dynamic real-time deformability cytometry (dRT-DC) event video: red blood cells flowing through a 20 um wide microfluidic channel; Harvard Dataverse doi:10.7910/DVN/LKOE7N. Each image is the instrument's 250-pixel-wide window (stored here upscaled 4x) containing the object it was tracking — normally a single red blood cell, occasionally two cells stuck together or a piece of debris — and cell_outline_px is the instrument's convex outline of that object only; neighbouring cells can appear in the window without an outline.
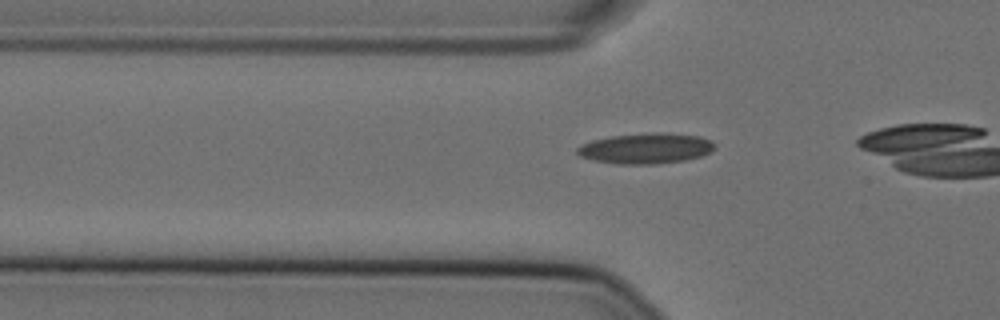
{"species": "Egyptian fruit bat (a non-hibernating species)", "species_latin": "Rousettus aegyptiacus", "temperature_condition": "cold", "stored_images_in_passage": 9, "camera_frame_rate_fps": 3000, "um_per_image_px": 0.085, "animal": {"sex": "female"}, "frame": {"image": 1, "passage_image": 3, "time_ms": 0.667, "image_size_px": [1000, 320], "cell_outline_px": [[716, 148], [712, 152], [700, 156], [684, 160], [656, 164], [616, 164], [592, 160], [580, 156], [576, 152], [576, 148], [580, 144], [592, 140], [612, 136], [652, 132], [664, 132], [700, 136], [712, 140], [716, 144]], "centroid_in_image_um": [54.91, 12.61], "position_along_channel_um": 70.9, "area_um2": 24.8}}
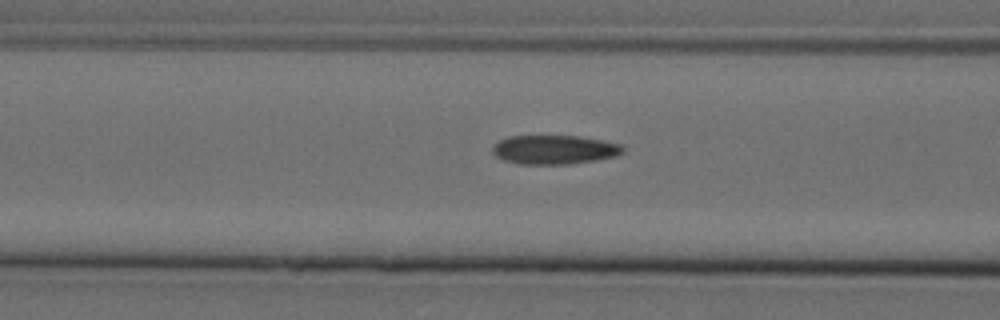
{"frame": {"image": 2, "passage_image": 7, "time_ms": 2.0, "image_size_px": [1000, 320], "cell_outline_px": [[624, 152], [616, 156], [596, 160], [568, 164], [520, 164], [504, 160], [496, 156], [492, 152], [492, 148], [500, 140], [508, 136], [580, 136], [604, 140], [624, 144]], "centroid_in_image_um": [47.17, 12.71], "position_along_channel_um": 119.4, "area_um2": 22.2}}